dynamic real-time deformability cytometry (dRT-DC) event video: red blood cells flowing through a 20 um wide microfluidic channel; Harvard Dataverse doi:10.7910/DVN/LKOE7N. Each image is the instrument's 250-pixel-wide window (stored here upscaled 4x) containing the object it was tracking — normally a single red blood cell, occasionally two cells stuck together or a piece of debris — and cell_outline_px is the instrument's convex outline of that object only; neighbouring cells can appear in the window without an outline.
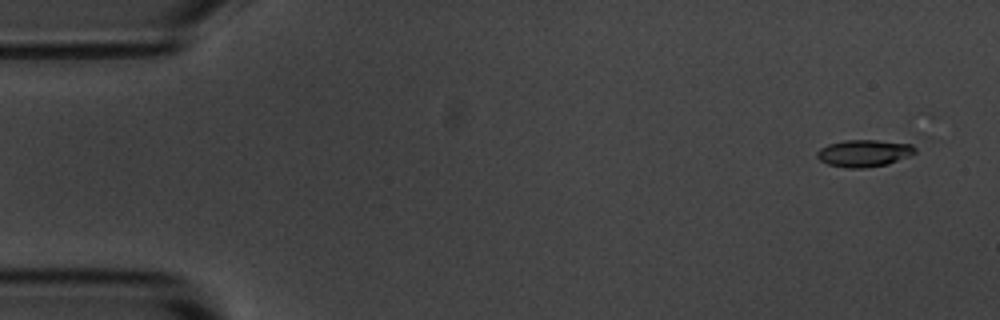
{"species": "common noctule bat (a hibernating species)", "species_latin": "Nyctalus noctula", "temperature_condition": "room temperature", "stored_images_in_passage": 9, "camera_frame_rate_fps": 3000, "um_per_image_px": 0.085, "animal": {"sex": "male", "body_mass_g": 20.1, "forearm_length_mm": 53.5}, "frame": {"image": 1, "passage_image": 1, "time_ms": 0.0, "image_size_px": [1000, 320], "cell_outline_px": [[916, 152], [908, 156], [888, 164], [864, 168], [848, 168], [828, 164], [820, 160], [816, 156], [816, 152], [820, 148], [828, 144], [844, 140], [876, 140], [912, 144], [916, 148]], "centroid_in_image_um": [73.43, 13.02], "position_along_channel_um": 11.6, "area_um2": 15.43}}
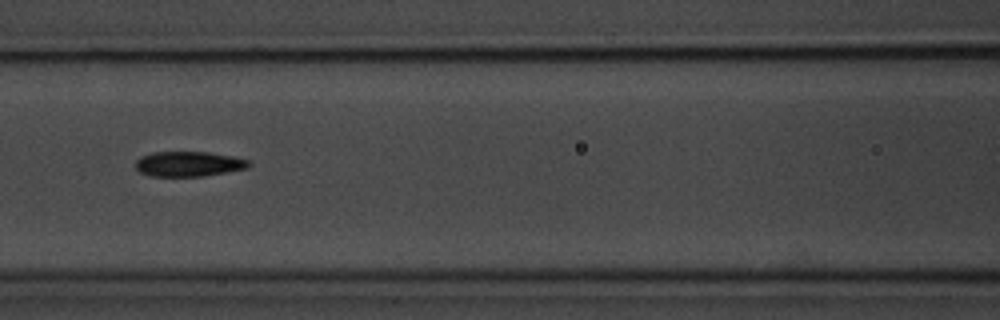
{"frame": {"image": 2, "passage_image": 7, "time_ms": 7.0, "image_size_px": [1000, 320], "cell_outline_px": [[252, 164], [248, 168], [204, 176], [152, 176], [140, 172], [136, 168], [136, 160], [140, 156], [152, 152], [208, 152], [232, 156], [248, 160]], "centroid_in_image_um": [16.03, 13.93], "position_along_channel_um": 150.6, "area_um2": 16.53}}
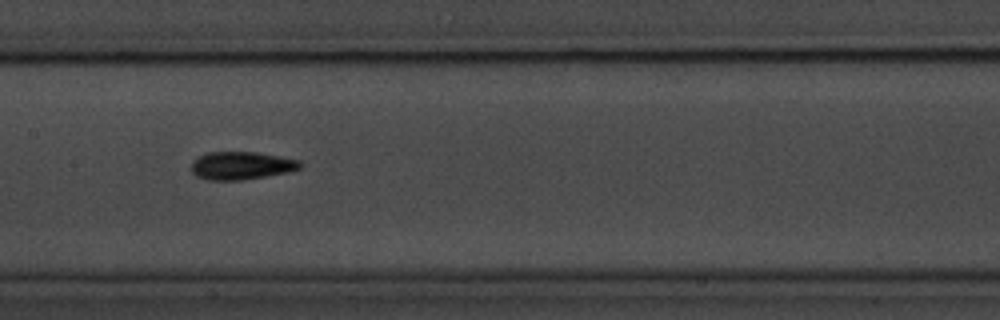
{"frame": {"image": 3, "passage_image": 8, "time_ms": 8.0, "image_size_px": [1000, 320], "cell_outline_px": [[304, 164], [300, 168], [288, 172], [244, 180], [208, 180], [196, 176], [192, 172], [192, 160], [196, 156], [208, 152], [256, 152], [300, 160]], "centroid_in_image_um": [20.5, 14.07], "position_along_channel_um": 186.9, "area_um2": 17.86}}